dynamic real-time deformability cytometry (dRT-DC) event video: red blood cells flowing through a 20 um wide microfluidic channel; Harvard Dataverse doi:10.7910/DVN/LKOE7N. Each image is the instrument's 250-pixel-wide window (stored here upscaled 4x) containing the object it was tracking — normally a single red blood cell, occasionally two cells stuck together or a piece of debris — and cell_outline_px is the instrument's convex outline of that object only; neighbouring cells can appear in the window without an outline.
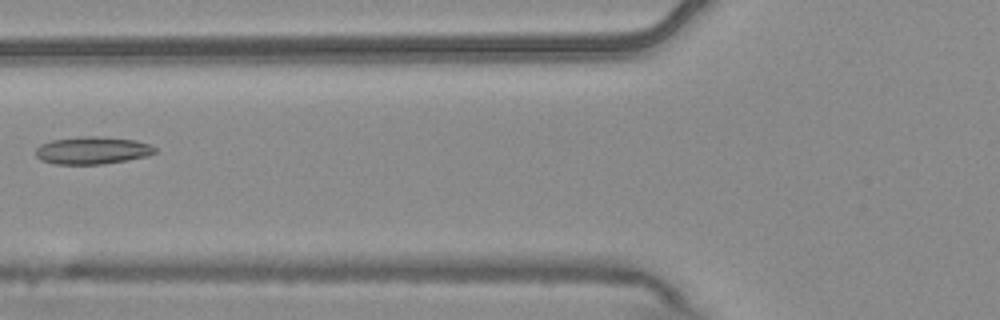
{"species": "common noctule bat (a hibernating species)", "species_latin": "Nyctalus noctula", "temperature_condition": "warm", "stored_images_in_passage": 6, "camera_frame_rate_fps": 3000, "um_per_image_px": 0.085, "animal": {"sex": "male", "body_mass_g": 20.4}, "frame": {"image": 1, "passage_image": 5, "time_ms": 1.333, "image_size_px": [1000, 320], "cell_outline_px": [[156, 152], [148, 156], [128, 160], [104, 164], [52, 164], [40, 160], [36, 156], [36, 148], [40, 144], [52, 140], [80, 136], [96, 136], [136, 140], [148, 144], [156, 148]], "centroid_in_image_um": [7.83, 12.79], "position_along_channel_um": 118.0, "area_um2": 19.25}}
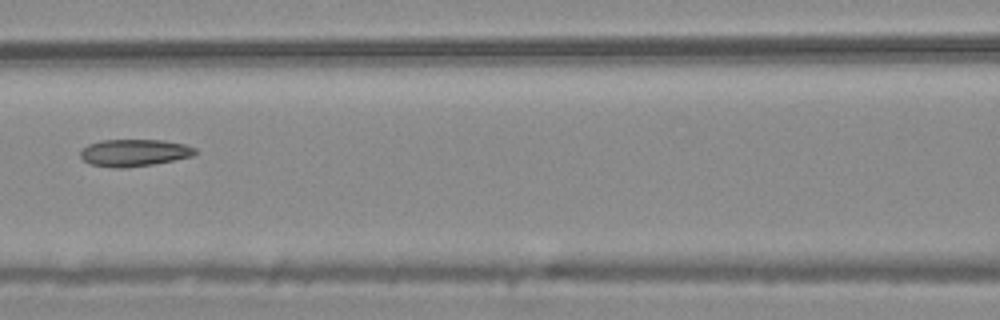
{"frame": {"image": 2, "passage_image": 6, "time_ms": 1.667, "image_size_px": [1000, 320], "cell_outline_px": [[196, 152], [192, 156], [152, 164], [124, 168], [112, 168], [92, 164], [84, 160], [80, 156], [80, 152], [88, 144], [100, 140], [164, 140], [184, 144], [196, 148]], "centroid_in_image_um": [11.39, 12.98], "position_along_channel_um": 155.2, "area_um2": 17.98}}